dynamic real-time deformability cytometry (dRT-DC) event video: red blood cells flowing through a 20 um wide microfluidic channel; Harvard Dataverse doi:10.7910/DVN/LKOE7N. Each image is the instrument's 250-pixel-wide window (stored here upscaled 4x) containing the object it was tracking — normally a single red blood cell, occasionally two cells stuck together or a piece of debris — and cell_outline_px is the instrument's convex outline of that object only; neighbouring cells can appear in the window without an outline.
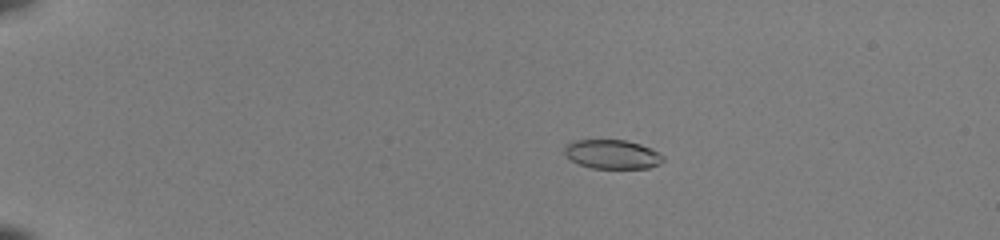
{"species": "common noctule bat (a hibernating species)", "species_latin": "Nyctalus noctula", "temperature_condition": "room temperature", "stored_images_in_passage": 53, "camera_frame_rate_fps": 3000, "um_per_image_px": 0.085, "animal": {"sex": "female", "body_mass_g": 22.0, "forearm_length_mm": 56.7}, "frame": {"image": 1, "passage_image": 13, "time_ms": 4.0, "image_size_px": [1000, 240], "cell_outline_px": [[664, 160], [660, 164], [648, 168], [592, 168], [580, 164], [564, 156], [564, 148], [568, 144], [576, 140], [624, 140], [640, 144], [652, 148], [660, 152], [664, 156]], "centroid_in_image_um": [52.08, 13.11], "position_along_channel_um": 32.9, "area_um2": 16.76}}
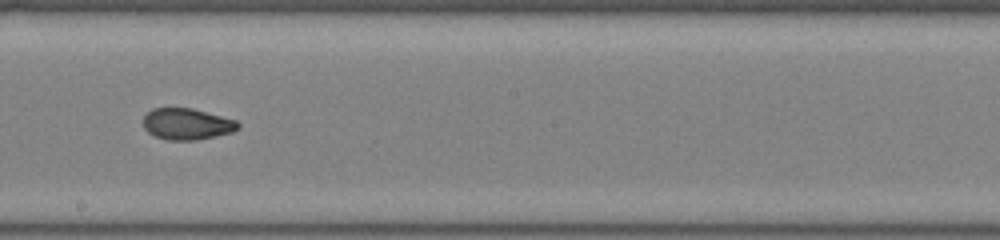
{"frame": {"image": 2, "passage_image": 34, "time_ms": 11.0, "image_size_px": [1000, 240], "cell_outline_px": [[240, 128], [232, 132], [216, 136], [196, 140], [168, 140], [156, 136], [148, 132], [144, 128], [144, 116], [152, 108], [192, 108], [236, 120], [240, 124]], "centroid_in_image_um": [15.9, 10.54], "position_along_channel_um": 232.3, "area_um2": 17.28}}
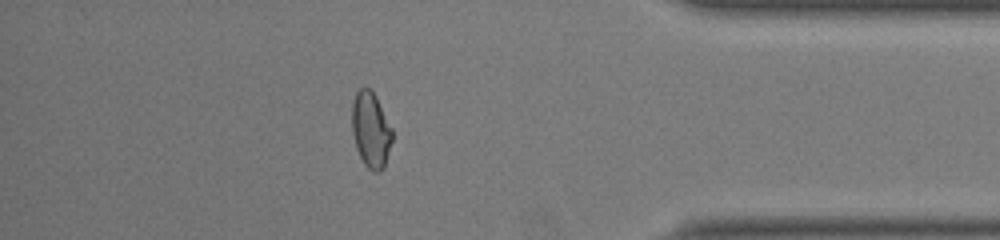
{"frame": {"image": 3, "passage_image": 48, "time_ms": 15.667, "image_size_px": [1000, 240], "cell_outline_px": [[392, 140], [384, 168], [380, 172], [372, 172], [364, 164], [356, 148], [352, 132], [352, 100], [356, 92], [360, 88], [372, 88], [392, 128]], "centroid_in_image_um": [31.52, 11.03], "position_along_channel_um": 403.7, "area_um2": 17.92}, "authors_computed_cell_mechanics": {"area_um2": 17.918, "velocity_mm_per_s": 4.1039, "shape_relaxation_time_tau1_ms": 8.5769, "shape_relaxation_time_tau2_ms": 1.059, "deformation_change_tau1": 0.2283, "deformation_change_tau2": 0.056}}